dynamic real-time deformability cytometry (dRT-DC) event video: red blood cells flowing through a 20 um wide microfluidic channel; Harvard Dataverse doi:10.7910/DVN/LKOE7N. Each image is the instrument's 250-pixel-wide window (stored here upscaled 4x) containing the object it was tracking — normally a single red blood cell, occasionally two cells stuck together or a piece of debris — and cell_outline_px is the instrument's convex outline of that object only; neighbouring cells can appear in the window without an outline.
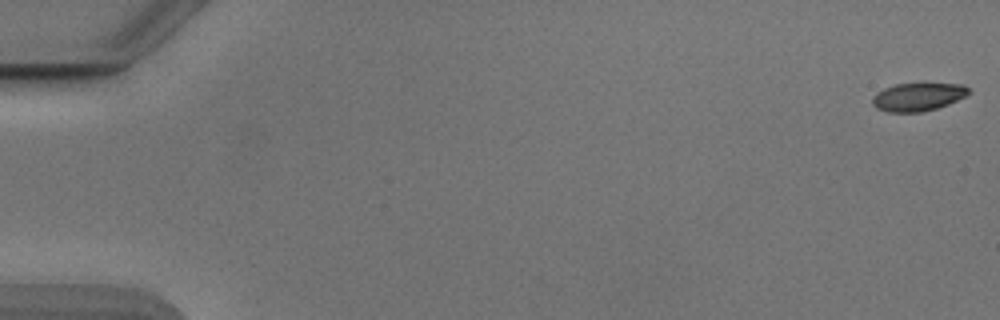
{"species": "Egyptian fruit bat (a non-hibernating species)", "species_latin": "Rousettus aegyptiacus", "temperature_condition": "cold", "stored_images_in_passage": 9, "camera_frame_rate_fps": 3000, "um_per_image_px": 0.085, "animal": {"sex": "male"}, "frame": {"image": 1, "passage_image": 1, "time_ms": 0.0, "image_size_px": [1000, 320], "cell_outline_px": [[972, 92], [948, 104], [924, 112], [888, 112], [876, 108], [872, 104], [872, 96], [876, 92], [884, 88], [896, 84], [924, 80], [964, 84]], "centroid_in_image_um": [78.05, 8.17], "position_along_channel_um": 7.0, "area_um2": 16.7}}